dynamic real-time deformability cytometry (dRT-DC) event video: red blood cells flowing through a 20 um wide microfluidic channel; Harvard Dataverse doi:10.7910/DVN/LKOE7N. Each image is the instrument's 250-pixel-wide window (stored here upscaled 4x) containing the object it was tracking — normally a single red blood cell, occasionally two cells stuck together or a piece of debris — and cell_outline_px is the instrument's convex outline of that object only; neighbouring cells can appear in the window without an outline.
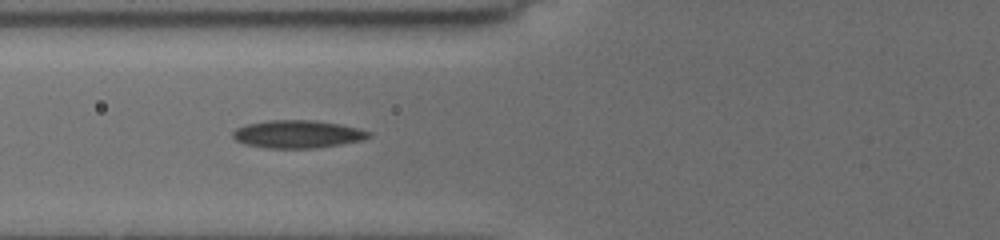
{"species": "common noctule bat (a hibernating species)", "species_latin": "Nyctalus noctula", "temperature_condition": "cold", "stored_images_in_passage": 16, "camera_frame_rate_fps": 3000, "um_per_image_px": 0.085, "animal": {"sex": "female", "body_mass_g": 19.5, "forearm_length_mm": 54.1}, "frame": {"image": 1, "passage_image": 14, "time_ms": 7.333, "image_size_px": [1000, 240], "cell_outline_px": [[372, 136], [364, 140], [316, 148], [264, 148], [244, 144], [236, 140], [232, 136], [232, 132], [236, 128], [244, 124], [268, 120], [316, 120], [340, 124], [360, 128], [372, 132]], "centroid_in_image_um": [25.3, 11.4], "position_along_channel_um": 100.5, "area_um2": 22.37}}
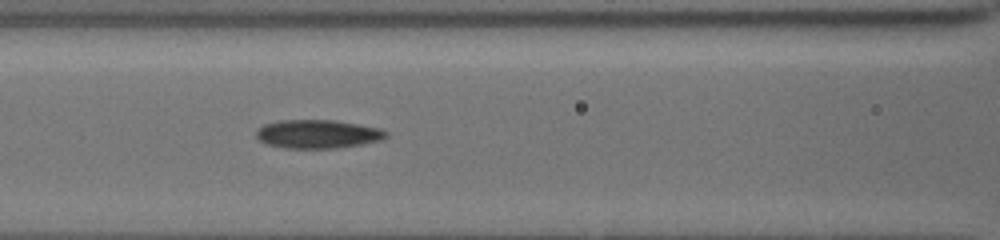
{"frame": {"image": 2, "passage_image": 16, "time_ms": 8.333, "image_size_px": [1000, 240], "cell_outline_px": [[388, 136], [380, 140], [360, 144], [336, 148], [288, 148], [268, 144], [260, 140], [256, 136], [256, 132], [264, 124], [280, 120], [336, 120], [380, 128], [388, 132]], "centroid_in_image_um": [27.03, 11.38], "position_along_channel_um": 139.6, "area_um2": 21.44}}